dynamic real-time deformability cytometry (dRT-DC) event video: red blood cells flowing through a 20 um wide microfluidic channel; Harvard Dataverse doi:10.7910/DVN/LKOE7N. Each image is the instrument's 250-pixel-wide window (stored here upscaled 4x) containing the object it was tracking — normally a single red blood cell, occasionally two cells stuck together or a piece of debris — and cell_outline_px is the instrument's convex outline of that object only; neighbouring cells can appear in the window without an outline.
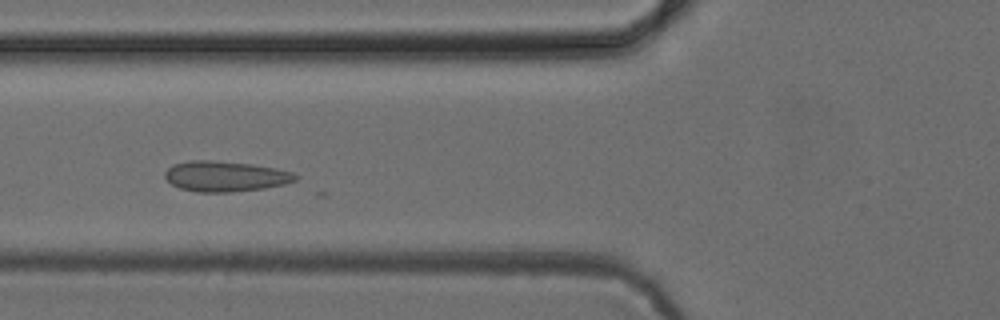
{"species": "common noctule bat (a hibernating species)", "species_latin": "Nyctalus noctula", "temperature_condition": "cold", "stored_images_in_passage": 49, "camera_frame_rate_fps": 3000, "um_per_image_px": 0.085, "animal": {"sex": "female", "body_mass_g": 24.6, "forearm_length_mm": 56.2}, "frame": {"image": 1, "passage_image": 17, "time_ms": 5.333, "image_size_px": [1000, 320], "cell_outline_px": [[300, 176], [296, 180], [284, 184], [264, 188], [232, 192], [196, 192], [180, 188], [172, 184], [164, 176], [164, 172], [172, 164], [188, 160], [212, 160], [252, 164], [276, 168], [292, 172]], "centroid_in_image_um": [19.14, 14.98], "position_along_channel_um": 106.7, "area_um2": 23.29}}
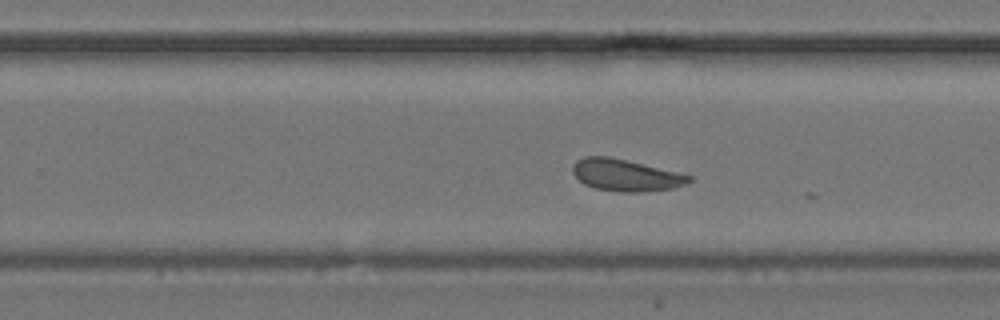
{"frame": {"image": 2, "passage_image": 30, "time_ms": 9.667, "image_size_px": [1000, 320], "cell_outline_px": [[692, 180], [684, 184], [672, 188], [640, 192], [620, 192], [596, 188], [584, 184], [572, 172], [572, 164], [576, 160], [584, 156], [608, 156], [628, 160], [692, 176]], "centroid_in_image_um": [53.14, 14.88], "position_along_channel_um": 276.7, "area_um2": 21.44}}
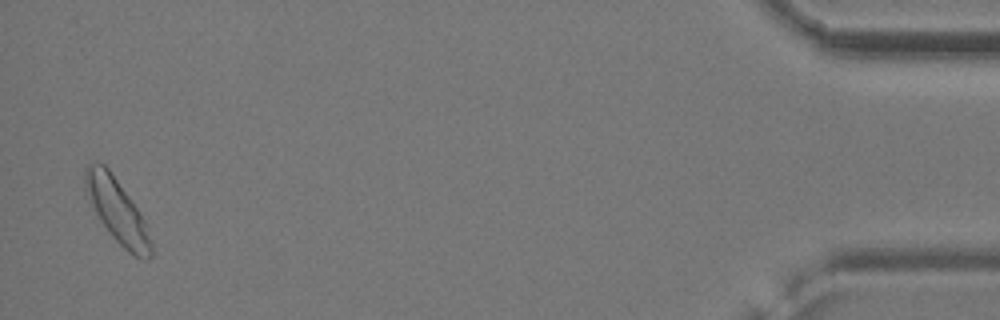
{"frame": {"image": 3, "passage_image": 48, "time_ms": 15.667, "image_size_px": [1000, 320], "cell_outline_px": [[152, 256], [148, 260], [140, 260], [128, 252], [112, 236], [100, 220], [84, 188], [84, 168], [88, 164], [104, 164], [108, 168], [128, 196], [144, 220], [152, 244]], "centroid_in_image_um": [9.96, 17.95], "position_along_channel_um": 425.2, "area_um2": 23.93}}